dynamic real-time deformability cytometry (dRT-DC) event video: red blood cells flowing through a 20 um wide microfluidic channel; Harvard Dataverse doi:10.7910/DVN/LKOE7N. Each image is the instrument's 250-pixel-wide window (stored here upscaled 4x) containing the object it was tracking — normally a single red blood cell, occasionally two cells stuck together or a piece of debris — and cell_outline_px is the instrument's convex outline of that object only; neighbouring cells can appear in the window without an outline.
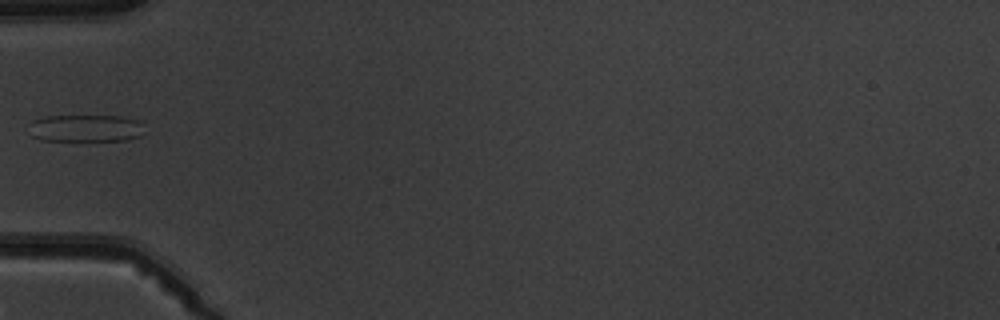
{"species": "common noctule bat (a hibernating species)", "species_latin": "Nyctalus noctula", "temperature_condition": "warm", "stored_images_in_passage": 6, "camera_frame_rate_fps": 3000, "um_per_image_px": 0.085, "animal": {"sex": "male", "body_mass_g": 19.5, "forearm_length_mm": 54.6}, "frame": {"image": 1, "passage_image": 5, "time_ms": 5.333, "image_size_px": [1000, 320], "cell_outline_px": [[144, 124], [140, 136], [128, 140], [40, 140], [32, 136], [28, 124], [32, 120], [44, 116], [120, 116], [136, 120]], "centroid_in_image_um": [7.25, 10.89], "position_along_channel_um": 77.8, "area_um2": 18.32}}
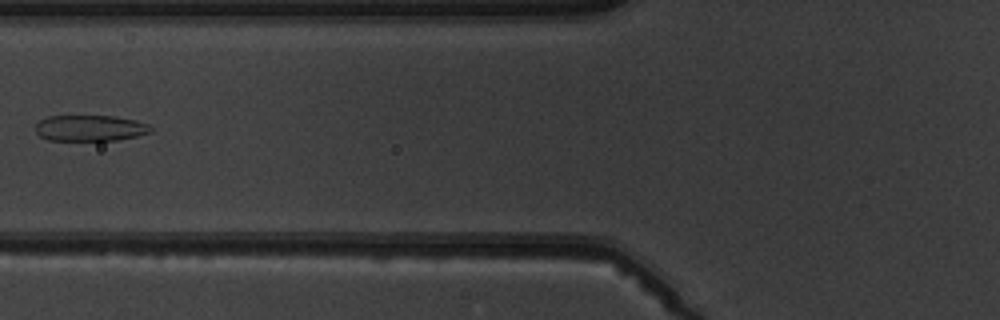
{"frame": {"image": 2, "passage_image": 6, "time_ms": 6.333, "image_size_px": [1000, 320], "cell_outline_px": [[152, 132], [136, 136], [116, 140], [48, 140], [40, 136], [36, 132], [36, 124], [40, 120], [48, 116], [112, 116], [136, 120], [148, 124], [152, 128]], "centroid_in_image_um": [7.66, 10.89], "position_along_channel_um": 118.1, "area_um2": 17.4}}